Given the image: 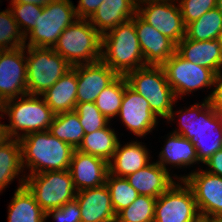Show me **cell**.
I'll return each mask as SVG.
<instances>
[{
	"instance_id": "cb8c5ba5",
	"label": "cell",
	"mask_w": 222,
	"mask_h": 222,
	"mask_svg": "<svg viewBox=\"0 0 222 222\" xmlns=\"http://www.w3.org/2000/svg\"><path fill=\"white\" fill-rule=\"evenodd\" d=\"M140 143L132 142L121 147L120 142H118L113 158L109 162V173L126 178L148 165L150 158L148 151L145 145L142 146Z\"/></svg>"
},
{
	"instance_id": "8d00e7d4",
	"label": "cell",
	"mask_w": 222,
	"mask_h": 222,
	"mask_svg": "<svg viewBox=\"0 0 222 222\" xmlns=\"http://www.w3.org/2000/svg\"><path fill=\"white\" fill-rule=\"evenodd\" d=\"M217 0H181L179 7L185 26L216 8Z\"/></svg>"
},
{
	"instance_id": "3957f363",
	"label": "cell",
	"mask_w": 222,
	"mask_h": 222,
	"mask_svg": "<svg viewBox=\"0 0 222 222\" xmlns=\"http://www.w3.org/2000/svg\"><path fill=\"white\" fill-rule=\"evenodd\" d=\"M101 47V60L118 75L125 76L147 65L135 30L134 17L103 34Z\"/></svg>"
},
{
	"instance_id": "836d02e7",
	"label": "cell",
	"mask_w": 222,
	"mask_h": 222,
	"mask_svg": "<svg viewBox=\"0 0 222 222\" xmlns=\"http://www.w3.org/2000/svg\"><path fill=\"white\" fill-rule=\"evenodd\" d=\"M9 44V46H8ZM25 37L21 33L11 9L0 12V50H11L25 46Z\"/></svg>"
},
{
	"instance_id": "5bb4252c",
	"label": "cell",
	"mask_w": 222,
	"mask_h": 222,
	"mask_svg": "<svg viewBox=\"0 0 222 222\" xmlns=\"http://www.w3.org/2000/svg\"><path fill=\"white\" fill-rule=\"evenodd\" d=\"M25 48L0 50V105L6 100L27 94Z\"/></svg>"
},
{
	"instance_id": "ab89813d",
	"label": "cell",
	"mask_w": 222,
	"mask_h": 222,
	"mask_svg": "<svg viewBox=\"0 0 222 222\" xmlns=\"http://www.w3.org/2000/svg\"><path fill=\"white\" fill-rule=\"evenodd\" d=\"M104 0H79L75 12L77 18L90 19Z\"/></svg>"
},
{
	"instance_id": "d6a6232c",
	"label": "cell",
	"mask_w": 222,
	"mask_h": 222,
	"mask_svg": "<svg viewBox=\"0 0 222 222\" xmlns=\"http://www.w3.org/2000/svg\"><path fill=\"white\" fill-rule=\"evenodd\" d=\"M157 198L139 195L128 207L116 216V222H153Z\"/></svg>"
},
{
	"instance_id": "484cf974",
	"label": "cell",
	"mask_w": 222,
	"mask_h": 222,
	"mask_svg": "<svg viewBox=\"0 0 222 222\" xmlns=\"http://www.w3.org/2000/svg\"><path fill=\"white\" fill-rule=\"evenodd\" d=\"M159 158L160 161H157V163L165 170H167V164H171L172 166L175 164V167L177 165L182 167L199 162L195 146L190 140L176 133L170 134L167 143L159 154Z\"/></svg>"
},
{
	"instance_id": "6da1fadb",
	"label": "cell",
	"mask_w": 222,
	"mask_h": 222,
	"mask_svg": "<svg viewBox=\"0 0 222 222\" xmlns=\"http://www.w3.org/2000/svg\"><path fill=\"white\" fill-rule=\"evenodd\" d=\"M179 124L180 130L173 133L190 140L195 146L198 161L206 163L222 148V114L214 110L207 99L202 104L195 103L186 109L180 117Z\"/></svg>"
},
{
	"instance_id": "603a6c76",
	"label": "cell",
	"mask_w": 222,
	"mask_h": 222,
	"mask_svg": "<svg viewBox=\"0 0 222 222\" xmlns=\"http://www.w3.org/2000/svg\"><path fill=\"white\" fill-rule=\"evenodd\" d=\"M77 89V66H74L41 96L55 114L70 112L75 111Z\"/></svg>"
},
{
	"instance_id": "f6af8a7d",
	"label": "cell",
	"mask_w": 222,
	"mask_h": 222,
	"mask_svg": "<svg viewBox=\"0 0 222 222\" xmlns=\"http://www.w3.org/2000/svg\"><path fill=\"white\" fill-rule=\"evenodd\" d=\"M216 7L219 9V11L222 13V0H217Z\"/></svg>"
},
{
	"instance_id": "d6986e66",
	"label": "cell",
	"mask_w": 222,
	"mask_h": 222,
	"mask_svg": "<svg viewBox=\"0 0 222 222\" xmlns=\"http://www.w3.org/2000/svg\"><path fill=\"white\" fill-rule=\"evenodd\" d=\"M81 212V222H116V214L106 184L84 189L75 197Z\"/></svg>"
},
{
	"instance_id": "e575fe53",
	"label": "cell",
	"mask_w": 222,
	"mask_h": 222,
	"mask_svg": "<svg viewBox=\"0 0 222 222\" xmlns=\"http://www.w3.org/2000/svg\"><path fill=\"white\" fill-rule=\"evenodd\" d=\"M75 112L78 114L85 134L93 133L108 125L109 120L96 107L95 102L77 103Z\"/></svg>"
},
{
	"instance_id": "83f0119b",
	"label": "cell",
	"mask_w": 222,
	"mask_h": 222,
	"mask_svg": "<svg viewBox=\"0 0 222 222\" xmlns=\"http://www.w3.org/2000/svg\"><path fill=\"white\" fill-rule=\"evenodd\" d=\"M53 136L68 143L73 149H78L85 135L75 111L55 114L48 130Z\"/></svg>"
},
{
	"instance_id": "b9f144b4",
	"label": "cell",
	"mask_w": 222,
	"mask_h": 222,
	"mask_svg": "<svg viewBox=\"0 0 222 222\" xmlns=\"http://www.w3.org/2000/svg\"><path fill=\"white\" fill-rule=\"evenodd\" d=\"M53 0H11V3L16 4H35L39 7H44L51 3Z\"/></svg>"
},
{
	"instance_id": "f1b7e54d",
	"label": "cell",
	"mask_w": 222,
	"mask_h": 222,
	"mask_svg": "<svg viewBox=\"0 0 222 222\" xmlns=\"http://www.w3.org/2000/svg\"><path fill=\"white\" fill-rule=\"evenodd\" d=\"M24 169L21 163V145L10 138L0 146V192Z\"/></svg>"
},
{
	"instance_id": "d4e9b609",
	"label": "cell",
	"mask_w": 222,
	"mask_h": 222,
	"mask_svg": "<svg viewBox=\"0 0 222 222\" xmlns=\"http://www.w3.org/2000/svg\"><path fill=\"white\" fill-rule=\"evenodd\" d=\"M20 179V186L15 191L14 197L8 206V222H45V212L24 185V177Z\"/></svg>"
},
{
	"instance_id": "74e56055",
	"label": "cell",
	"mask_w": 222,
	"mask_h": 222,
	"mask_svg": "<svg viewBox=\"0 0 222 222\" xmlns=\"http://www.w3.org/2000/svg\"><path fill=\"white\" fill-rule=\"evenodd\" d=\"M50 215L58 222H81V212L76 199L67 202L60 208L49 210L45 213V218Z\"/></svg>"
},
{
	"instance_id": "d590c367",
	"label": "cell",
	"mask_w": 222,
	"mask_h": 222,
	"mask_svg": "<svg viewBox=\"0 0 222 222\" xmlns=\"http://www.w3.org/2000/svg\"><path fill=\"white\" fill-rule=\"evenodd\" d=\"M12 13L14 15V19L16 20L18 27L25 37V44L28 37V33L35 28L38 17L41 16L42 7H39L35 4H16L11 3ZM22 26L24 29H21Z\"/></svg>"
},
{
	"instance_id": "2e32d148",
	"label": "cell",
	"mask_w": 222,
	"mask_h": 222,
	"mask_svg": "<svg viewBox=\"0 0 222 222\" xmlns=\"http://www.w3.org/2000/svg\"><path fill=\"white\" fill-rule=\"evenodd\" d=\"M134 25L147 65H162L176 52V44L148 24L138 13L134 16Z\"/></svg>"
},
{
	"instance_id": "7a4b0ae2",
	"label": "cell",
	"mask_w": 222,
	"mask_h": 222,
	"mask_svg": "<svg viewBox=\"0 0 222 222\" xmlns=\"http://www.w3.org/2000/svg\"><path fill=\"white\" fill-rule=\"evenodd\" d=\"M19 142L22 167L26 162L25 166L31 170L29 175L69 170L74 149L49 131L27 134Z\"/></svg>"
},
{
	"instance_id": "7bdbcfd3",
	"label": "cell",
	"mask_w": 222,
	"mask_h": 222,
	"mask_svg": "<svg viewBox=\"0 0 222 222\" xmlns=\"http://www.w3.org/2000/svg\"><path fill=\"white\" fill-rule=\"evenodd\" d=\"M10 138L8 137L6 125L0 123V146L7 142Z\"/></svg>"
},
{
	"instance_id": "60d3db41",
	"label": "cell",
	"mask_w": 222,
	"mask_h": 222,
	"mask_svg": "<svg viewBox=\"0 0 222 222\" xmlns=\"http://www.w3.org/2000/svg\"><path fill=\"white\" fill-rule=\"evenodd\" d=\"M210 169L207 171L210 174L222 177V148L214 153L205 163Z\"/></svg>"
},
{
	"instance_id": "ac0fdd59",
	"label": "cell",
	"mask_w": 222,
	"mask_h": 222,
	"mask_svg": "<svg viewBox=\"0 0 222 222\" xmlns=\"http://www.w3.org/2000/svg\"><path fill=\"white\" fill-rule=\"evenodd\" d=\"M118 76L102 60L77 65V103L95 102L101 91Z\"/></svg>"
},
{
	"instance_id": "9c48e42d",
	"label": "cell",
	"mask_w": 222,
	"mask_h": 222,
	"mask_svg": "<svg viewBox=\"0 0 222 222\" xmlns=\"http://www.w3.org/2000/svg\"><path fill=\"white\" fill-rule=\"evenodd\" d=\"M77 18L75 6L70 0H53L43 7L34 29L29 32L25 47L53 48L61 33Z\"/></svg>"
},
{
	"instance_id": "30bf717a",
	"label": "cell",
	"mask_w": 222,
	"mask_h": 222,
	"mask_svg": "<svg viewBox=\"0 0 222 222\" xmlns=\"http://www.w3.org/2000/svg\"><path fill=\"white\" fill-rule=\"evenodd\" d=\"M172 184L155 203L153 222H204L191 188Z\"/></svg>"
},
{
	"instance_id": "8fae6325",
	"label": "cell",
	"mask_w": 222,
	"mask_h": 222,
	"mask_svg": "<svg viewBox=\"0 0 222 222\" xmlns=\"http://www.w3.org/2000/svg\"><path fill=\"white\" fill-rule=\"evenodd\" d=\"M161 66L176 98L202 87L213 86L216 75L212 69L187 61L177 52Z\"/></svg>"
},
{
	"instance_id": "4dcf8cb0",
	"label": "cell",
	"mask_w": 222,
	"mask_h": 222,
	"mask_svg": "<svg viewBox=\"0 0 222 222\" xmlns=\"http://www.w3.org/2000/svg\"><path fill=\"white\" fill-rule=\"evenodd\" d=\"M125 90V76L119 75L110 85L101 91L95 104L108 119L118 115Z\"/></svg>"
},
{
	"instance_id": "ba28073f",
	"label": "cell",
	"mask_w": 222,
	"mask_h": 222,
	"mask_svg": "<svg viewBox=\"0 0 222 222\" xmlns=\"http://www.w3.org/2000/svg\"><path fill=\"white\" fill-rule=\"evenodd\" d=\"M24 185L45 213L62 207L77 195L69 170L28 175Z\"/></svg>"
},
{
	"instance_id": "8992f818",
	"label": "cell",
	"mask_w": 222,
	"mask_h": 222,
	"mask_svg": "<svg viewBox=\"0 0 222 222\" xmlns=\"http://www.w3.org/2000/svg\"><path fill=\"white\" fill-rule=\"evenodd\" d=\"M125 77L128 85L149 102L156 116L174 120L173 103L177 99L161 65H146Z\"/></svg>"
},
{
	"instance_id": "e0dca14e",
	"label": "cell",
	"mask_w": 222,
	"mask_h": 222,
	"mask_svg": "<svg viewBox=\"0 0 222 222\" xmlns=\"http://www.w3.org/2000/svg\"><path fill=\"white\" fill-rule=\"evenodd\" d=\"M69 172L77 192L96 188L106 183L109 163L99 157L74 149Z\"/></svg>"
},
{
	"instance_id": "9a60e30c",
	"label": "cell",
	"mask_w": 222,
	"mask_h": 222,
	"mask_svg": "<svg viewBox=\"0 0 222 222\" xmlns=\"http://www.w3.org/2000/svg\"><path fill=\"white\" fill-rule=\"evenodd\" d=\"M125 126L137 136H144L157 124V116L151 111L149 102L127 83L118 113Z\"/></svg>"
},
{
	"instance_id": "44dd1931",
	"label": "cell",
	"mask_w": 222,
	"mask_h": 222,
	"mask_svg": "<svg viewBox=\"0 0 222 222\" xmlns=\"http://www.w3.org/2000/svg\"><path fill=\"white\" fill-rule=\"evenodd\" d=\"M176 52L187 61L212 69H222V53L217 40L195 41L186 36L176 45Z\"/></svg>"
},
{
	"instance_id": "7402d4cb",
	"label": "cell",
	"mask_w": 222,
	"mask_h": 222,
	"mask_svg": "<svg viewBox=\"0 0 222 222\" xmlns=\"http://www.w3.org/2000/svg\"><path fill=\"white\" fill-rule=\"evenodd\" d=\"M129 184L139 195L154 198L161 196L172 184V177L159 163H149L144 168L126 177Z\"/></svg>"
},
{
	"instance_id": "f35d334b",
	"label": "cell",
	"mask_w": 222,
	"mask_h": 222,
	"mask_svg": "<svg viewBox=\"0 0 222 222\" xmlns=\"http://www.w3.org/2000/svg\"><path fill=\"white\" fill-rule=\"evenodd\" d=\"M215 89L213 92L206 98L209 102V105L216 110L218 113L222 114V74L219 71L214 78Z\"/></svg>"
},
{
	"instance_id": "f546056e",
	"label": "cell",
	"mask_w": 222,
	"mask_h": 222,
	"mask_svg": "<svg viewBox=\"0 0 222 222\" xmlns=\"http://www.w3.org/2000/svg\"><path fill=\"white\" fill-rule=\"evenodd\" d=\"M222 30V13L216 7L186 26V37L195 41L216 40Z\"/></svg>"
},
{
	"instance_id": "ee69618b",
	"label": "cell",
	"mask_w": 222,
	"mask_h": 222,
	"mask_svg": "<svg viewBox=\"0 0 222 222\" xmlns=\"http://www.w3.org/2000/svg\"><path fill=\"white\" fill-rule=\"evenodd\" d=\"M218 41L219 47L221 49V53H222V30L220 31V33L218 34V37L216 39Z\"/></svg>"
},
{
	"instance_id": "1f68e13d",
	"label": "cell",
	"mask_w": 222,
	"mask_h": 222,
	"mask_svg": "<svg viewBox=\"0 0 222 222\" xmlns=\"http://www.w3.org/2000/svg\"><path fill=\"white\" fill-rule=\"evenodd\" d=\"M105 184L109 190L111 203L116 215L130 206L139 196L125 177H117L108 173Z\"/></svg>"
},
{
	"instance_id": "277c9868",
	"label": "cell",
	"mask_w": 222,
	"mask_h": 222,
	"mask_svg": "<svg viewBox=\"0 0 222 222\" xmlns=\"http://www.w3.org/2000/svg\"><path fill=\"white\" fill-rule=\"evenodd\" d=\"M16 99L6 100L0 105V111L9 116L10 124L6 125L9 138L15 137L19 140L27 134L49 130L55 113L46 104L44 98L26 94L18 97L17 101ZM18 130L24 133L21 135Z\"/></svg>"
},
{
	"instance_id": "52a82bcc",
	"label": "cell",
	"mask_w": 222,
	"mask_h": 222,
	"mask_svg": "<svg viewBox=\"0 0 222 222\" xmlns=\"http://www.w3.org/2000/svg\"><path fill=\"white\" fill-rule=\"evenodd\" d=\"M27 94L41 96L72 66L53 48L27 47Z\"/></svg>"
},
{
	"instance_id": "4316f807",
	"label": "cell",
	"mask_w": 222,
	"mask_h": 222,
	"mask_svg": "<svg viewBox=\"0 0 222 222\" xmlns=\"http://www.w3.org/2000/svg\"><path fill=\"white\" fill-rule=\"evenodd\" d=\"M118 142L116 133L106 126L93 133L85 134L77 150L99 157L109 163L113 158Z\"/></svg>"
},
{
	"instance_id": "ffe728a7",
	"label": "cell",
	"mask_w": 222,
	"mask_h": 222,
	"mask_svg": "<svg viewBox=\"0 0 222 222\" xmlns=\"http://www.w3.org/2000/svg\"><path fill=\"white\" fill-rule=\"evenodd\" d=\"M138 0H104L89 19L91 25L101 34L132 19L137 13Z\"/></svg>"
},
{
	"instance_id": "4fadbf2b",
	"label": "cell",
	"mask_w": 222,
	"mask_h": 222,
	"mask_svg": "<svg viewBox=\"0 0 222 222\" xmlns=\"http://www.w3.org/2000/svg\"><path fill=\"white\" fill-rule=\"evenodd\" d=\"M170 0H138L137 13L158 32L176 45L186 36V26L181 10ZM141 4H147L141 8Z\"/></svg>"
},
{
	"instance_id": "5b68a950",
	"label": "cell",
	"mask_w": 222,
	"mask_h": 222,
	"mask_svg": "<svg viewBox=\"0 0 222 222\" xmlns=\"http://www.w3.org/2000/svg\"><path fill=\"white\" fill-rule=\"evenodd\" d=\"M101 45L102 35L89 19L78 18L61 33L53 49L74 67L101 60Z\"/></svg>"
},
{
	"instance_id": "7c38bea8",
	"label": "cell",
	"mask_w": 222,
	"mask_h": 222,
	"mask_svg": "<svg viewBox=\"0 0 222 222\" xmlns=\"http://www.w3.org/2000/svg\"><path fill=\"white\" fill-rule=\"evenodd\" d=\"M191 188L204 222L222 220V177L207 170L192 172L180 178Z\"/></svg>"
}]
</instances>
